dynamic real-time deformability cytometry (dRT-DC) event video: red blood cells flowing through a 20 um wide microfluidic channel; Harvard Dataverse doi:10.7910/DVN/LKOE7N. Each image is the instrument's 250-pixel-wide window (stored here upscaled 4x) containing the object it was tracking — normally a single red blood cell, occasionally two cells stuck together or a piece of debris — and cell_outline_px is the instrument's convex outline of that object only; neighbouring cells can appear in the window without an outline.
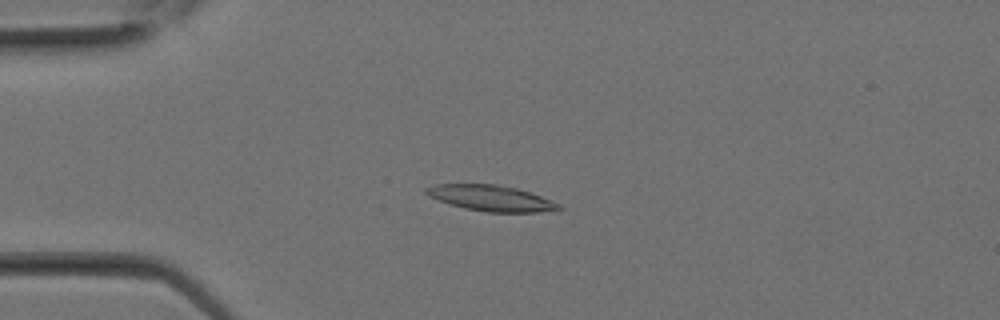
{"species": "Egyptian fruit bat (a non-hibernating species)", "species_latin": "Rousettus aegyptiacus", "temperature_condition": "room temperature", "stored_images_in_passage": 9, "camera_frame_rate_fps": 3000, "um_per_image_px": 0.085, "animal": {"sex": "female"}, "frame": {"image": 1, "passage_image": 6, "time_ms": 1.667, "image_size_px": [1000, 320], "cell_outline_px": [[564, 208], [560, 212], [488, 212], [464, 208], [428, 196], [424, 192], [424, 188], [432, 184], [496, 184], [516, 188], [540, 196], [560, 204]], "centroid_in_image_um": [41.79, 16.85], "position_along_channel_um": 43.2, "area_um2": 20.06}}
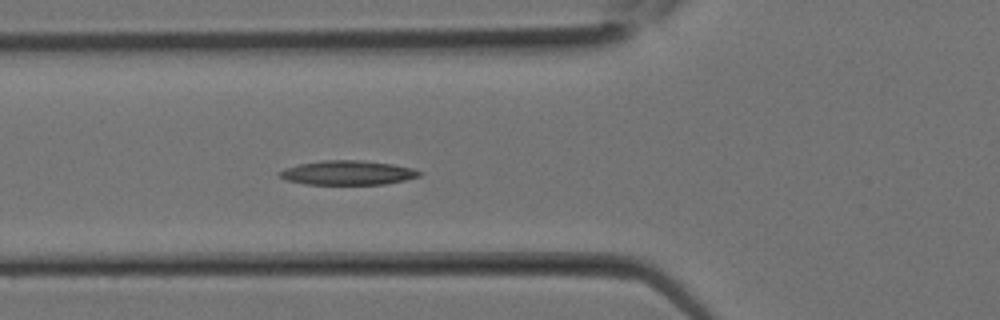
{"frame": {"image": 2, "passage_image": 9, "time_ms": 2.667, "image_size_px": [1000, 320], "cell_outline_px": [[420, 176], [404, 180], [384, 184], [304, 184], [288, 180], [280, 176], [280, 172], [284, 168], [300, 164], [320, 160], [364, 160], [392, 164], [412, 168], [420, 172]], "centroid_in_image_um": [29.55, 14.67], "position_along_channel_um": 96.2, "area_um2": 19.59}}